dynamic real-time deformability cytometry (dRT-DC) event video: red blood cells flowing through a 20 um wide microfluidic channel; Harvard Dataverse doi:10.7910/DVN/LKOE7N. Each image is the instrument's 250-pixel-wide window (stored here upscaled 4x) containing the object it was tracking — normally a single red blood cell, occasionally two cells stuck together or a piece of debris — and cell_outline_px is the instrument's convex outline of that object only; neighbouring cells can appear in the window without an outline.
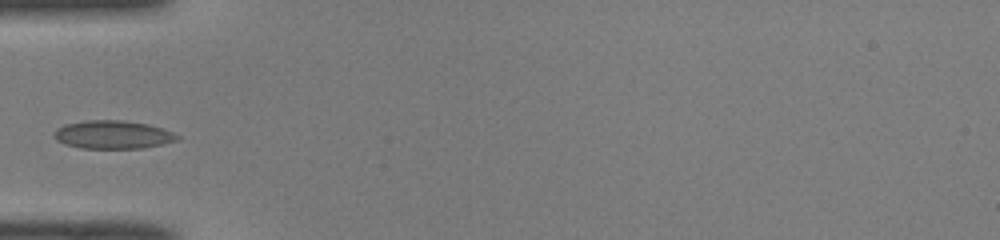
{"species": "common noctule bat (a hibernating species)", "species_latin": "Nyctalus noctula", "temperature_condition": "room temperature", "stored_images_in_passage": 24, "camera_frame_rate_fps": 3000, "um_per_image_px": 0.085, "animal": {"sex": "male", "body_mass_g": 19.0, "forearm_length_mm": 50.8}, "frame": {"image": 1, "passage_image": 1, "time_ms": 0.0, "image_size_px": [1000, 240], "cell_outline_px": [[180, 140], [140, 148], [80, 148], [64, 144], [56, 140], [52, 136], [56, 128], [64, 124], [84, 120], [124, 120], [148, 124], [172, 132], [180, 136]], "centroid_in_image_um": [9.54, 11.44], "position_along_channel_um": 75.5, "area_um2": 20.35}}
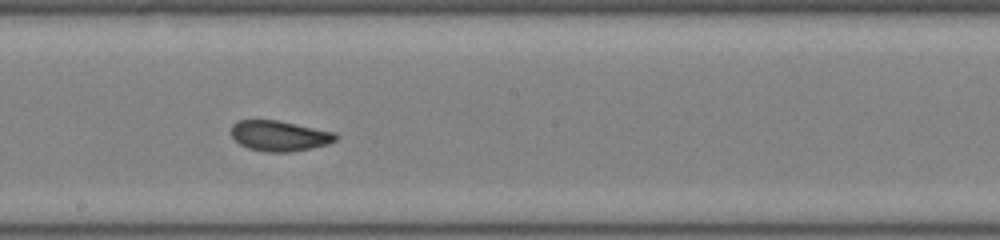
{"frame": {"image": 2, "passage_image": 12, "time_ms": 3.667, "image_size_px": [1000, 240], "cell_outline_px": [[340, 136], [336, 140], [328, 144], [288, 152], [264, 152], [248, 148], [240, 144], [232, 136], [232, 124], [236, 120], [276, 120], [336, 132]], "centroid_in_image_um": [23.76, 11.54], "position_along_channel_um": 224.4, "area_um2": 18.5}}
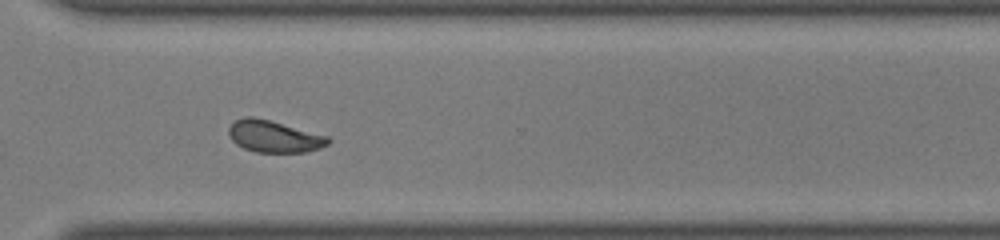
{"frame": {"image": 3, "passage_image": 21, "time_ms": 6.667, "image_size_px": [1000, 240], "cell_outline_px": [[332, 140], [328, 144], [320, 148], [304, 152], [256, 152], [244, 148], [236, 144], [232, 140], [228, 132], [228, 128], [236, 120], [244, 116], [252, 116], [268, 120], [328, 136]], "centroid_in_image_um": [23.28, 11.6], "position_along_channel_um": 347.3, "area_um2": 18.26}}